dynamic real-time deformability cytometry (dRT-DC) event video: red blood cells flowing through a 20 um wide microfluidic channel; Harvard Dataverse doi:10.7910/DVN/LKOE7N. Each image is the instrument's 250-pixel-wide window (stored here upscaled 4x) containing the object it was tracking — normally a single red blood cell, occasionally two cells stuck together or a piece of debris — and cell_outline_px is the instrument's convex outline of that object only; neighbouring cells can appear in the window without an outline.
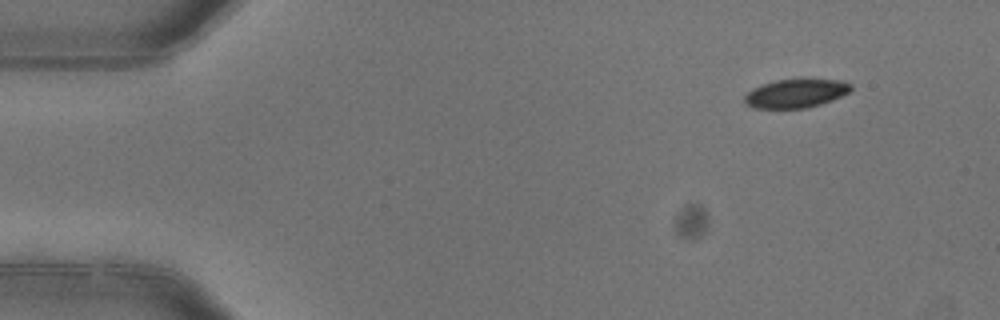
{"species": "common noctule bat (a hibernating species)", "species_latin": "Nyctalus noctula", "temperature_condition": "warm", "stored_images_in_passage": 5, "camera_frame_rate_fps": 3000, "um_per_image_px": 0.085, "animal": {"sex": "female"}, "frame": {"image": 1, "passage_image": 1, "time_ms": 0.0, "image_size_px": [1000, 320], "cell_outline_px": [[852, 88], [848, 92], [832, 100], [808, 108], [752, 108], [744, 104], [744, 96], [752, 88], [776, 80], [800, 76], [840, 80], [852, 84]], "centroid_in_image_um": [67.65, 7.89], "position_along_channel_um": 17.4, "area_um2": 18.5}}
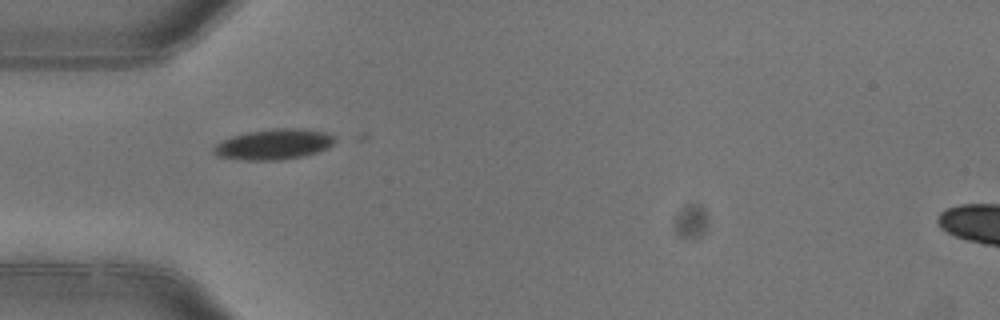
{"frame": {"image": 2, "passage_image": 4, "time_ms": 1.0, "image_size_px": [1000, 320], "cell_outline_px": [[336, 140], [328, 148], [304, 156], [280, 160], [244, 160], [216, 156], [212, 152], [212, 148], [216, 144], [232, 136], [248, 132], [272, 128], [304, 128], [324, 132], [332, 136]], "centroid_in_image_um": [23.25, 12.27], "position_along_channel_um": 61.7, "area_um2": 21.56}}